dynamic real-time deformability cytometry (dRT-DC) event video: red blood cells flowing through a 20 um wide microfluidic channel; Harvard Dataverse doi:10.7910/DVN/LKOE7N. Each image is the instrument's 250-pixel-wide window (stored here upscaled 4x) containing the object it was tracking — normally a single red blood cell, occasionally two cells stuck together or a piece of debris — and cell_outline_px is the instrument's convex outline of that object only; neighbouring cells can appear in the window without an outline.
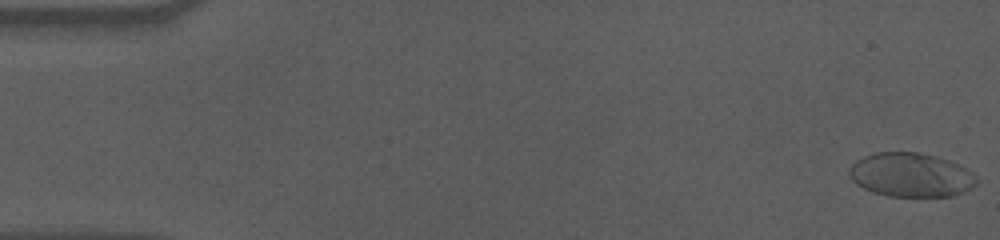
{"species": "human", "species_latin": "Homo sapiens", "temperature_condition": "cold", "stored_images_in_passage": 58, "camera_frame_rate_fps": 3000, "um_per_image_px": 0.085, "donor": {"sex": "male"}, "frame": {"image": 1, "passage_image": 1, "time_ms": 0.0, "image_size_px": [1000, 240], "cell_outline_px": [[976, 184], [964, 192], [952, 196], [888, 196], [872, 192], [856, 184], [848, 176], [848, 168], [856, 160], [864, 156], [876, 152], [916, 152], [936, 156], [960, 164], [968, 168], [976, 176]], "centroid_in_image_um": [77.41, 14.86], "position_along_channel_um": 7.6, "area_um2": 32.89}}
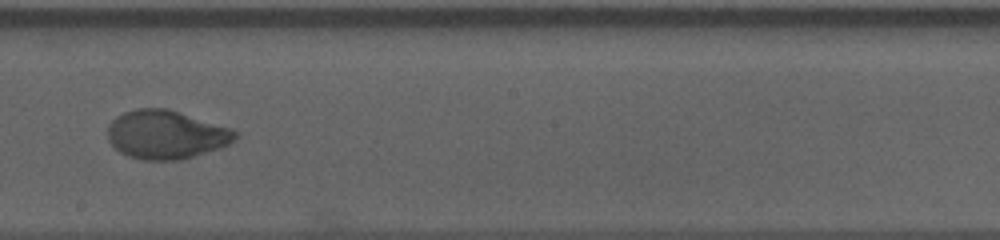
{"frame": {"image": 2, "passage_image": 33, "time_ms": 10.667, "image_size_px": [1000, 240], "cell_outline_px": [[240, 136], [228, 144], [220, 148], [180, 160], [140, 160], [128, 156], [120, 152], [108, 140], [108, 124], [116, 116], [124, 112], [136, 108], [168, 108], [232, 128]], "centroid_in_image_um": [14.11, 11.43], "position_along_channel_um": 234.1, "area_um2": 36.36}}
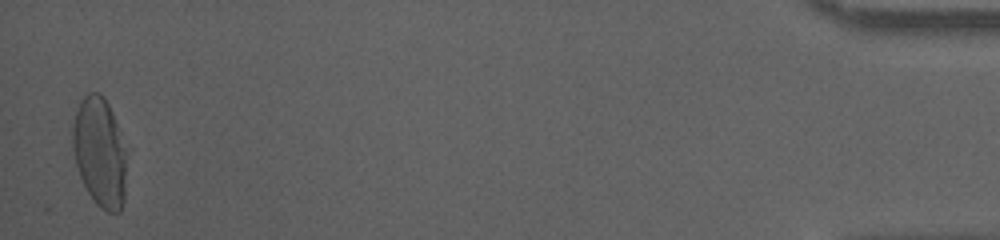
{"frame": {"image": 3, "passage_image": 57, "time_ms": 18.667, "image_size_px": [1000, 240], "cell_outline_px": [[132, 148], [124, 200], [120, 212], [108, 212], [100, 208], [96, 204], [88, 192], [80, 176], [76, 164], [72, 144], [72, 124], [80, 100], [88, 92], [100, 92], [104, 96]], "centroid_in_image_um": [8.59, 12.92], "position_along_channel_um": 426.6, "area_um2": 36.53}, "authors_computed_cell_mechanics": {"area_um2": 34.68, "velocity_mm_per_s": 3.5341, "shape_relaxation_time_tau1_ms": 4.705, "shape_relaxation_time_tau2_ms": 0.8825, "deformation_change_tau1": 0.2013, "deformation_change_tau2": 0.0375}}